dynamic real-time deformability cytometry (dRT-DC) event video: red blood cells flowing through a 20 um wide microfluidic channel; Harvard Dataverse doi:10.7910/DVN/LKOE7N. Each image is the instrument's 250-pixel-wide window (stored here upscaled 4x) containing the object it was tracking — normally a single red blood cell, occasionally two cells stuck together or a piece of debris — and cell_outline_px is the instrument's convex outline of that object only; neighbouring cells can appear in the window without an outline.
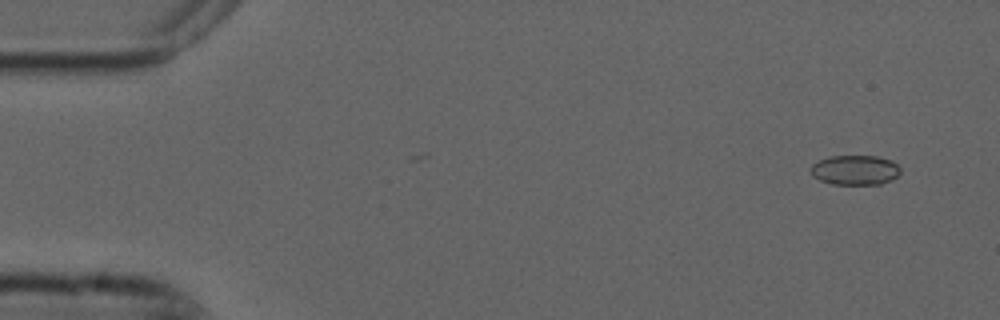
{"species": "common noctule bat (a hibernating species)", "species_latin": "Nyctalus noctula", "temperature_condition": "cold", "stored_images_in_passage": 6, "camera_frame_rate_fps": 3000, "um_per_image_px": 0.085, "animal": {"sex": "male", "forearm_length_mm": 52.5}, "frame": {"image": 1, "passage_image": 2, "time_ms": 0.333, "image_size_px": [1000, 320], "cell_outline_px": [[900, 172], [892, 180], [880, 184], [832, 184], [820, 180], [812, 176], [812, 164], [828, 156], [876, 156], [892, 160], [900, 168]], "centroid_in_image_um": [72.69, 14.45], "position_along_channel_um": 12.3, "area_um2": 15.49}}
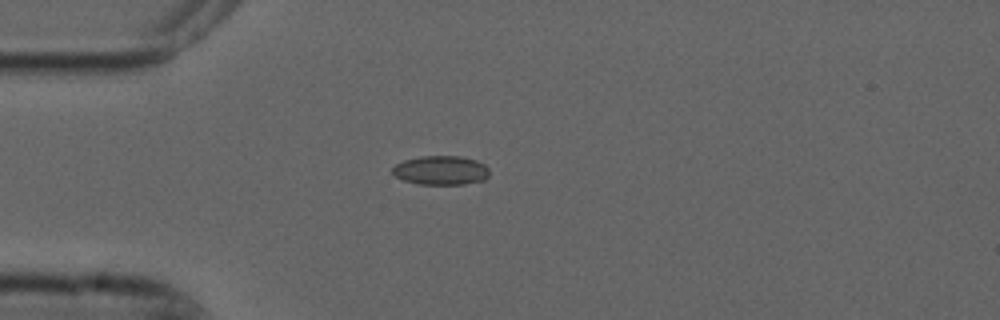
{"frame": {"image": 2, "passage_image": 5, "time_ms": 1.333, "image_size_px": [1000, 320], "cell_outline_px": [[488, 176], [484, 180], [464, 184], [416, 184], [404, 180], [396, 176], [392, 172], [392, 168], [396, 164], [404, 160], [420, 156], [460, 156], [476, 160], [484, 164], [488, 168]], "centroid_in_image_um": [37.47, 14.47], "position_along_channel_um": 47.5, "area_um2": 16.42}}